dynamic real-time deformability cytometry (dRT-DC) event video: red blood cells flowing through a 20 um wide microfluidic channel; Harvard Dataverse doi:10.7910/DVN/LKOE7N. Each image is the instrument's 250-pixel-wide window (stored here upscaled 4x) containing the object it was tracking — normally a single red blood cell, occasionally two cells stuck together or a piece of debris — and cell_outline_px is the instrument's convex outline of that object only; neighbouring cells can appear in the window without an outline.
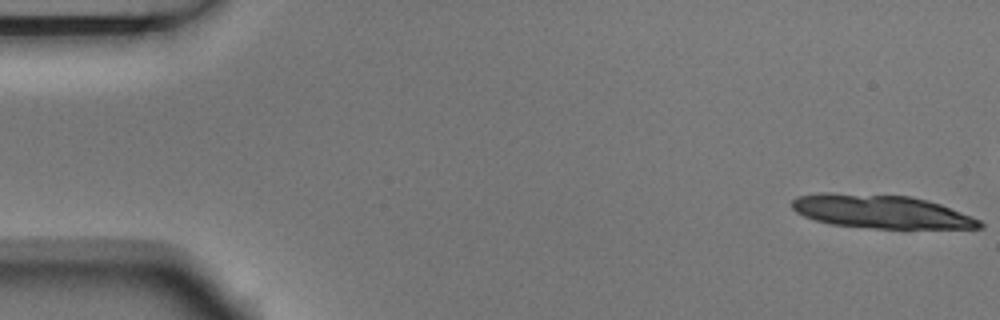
{"species": "Egyptian fruit bat (a non-hibernating species)", "species_latin": "Rousettus aegyptiacus", "temperature_condition": "room temperature", "stored_images_in_passage": 4, "camera_frame_rate_fps": 3000, "um_per_image_px": 0.085, "animal": {"sex": "male"}, "frame": {"image": 1, "passage_image": 1, "time_ms": 0.0, "image_size_px": [1000, 320], "cell_outline_px": [[984, 228], [872, 228], [832, 224], [816, 220], [804, 216], [796, 212], [792, 208], [792, 200], [796, 196], [820, 192], [828, 192], [912, 196], [928, 200], [940, 204], [972, 216], [980, 220], [984, 224]], "centroid_in_image_um": [74.88, 17.97], "position_along_channel_um": 10.1, "area_um2": 36.65}}